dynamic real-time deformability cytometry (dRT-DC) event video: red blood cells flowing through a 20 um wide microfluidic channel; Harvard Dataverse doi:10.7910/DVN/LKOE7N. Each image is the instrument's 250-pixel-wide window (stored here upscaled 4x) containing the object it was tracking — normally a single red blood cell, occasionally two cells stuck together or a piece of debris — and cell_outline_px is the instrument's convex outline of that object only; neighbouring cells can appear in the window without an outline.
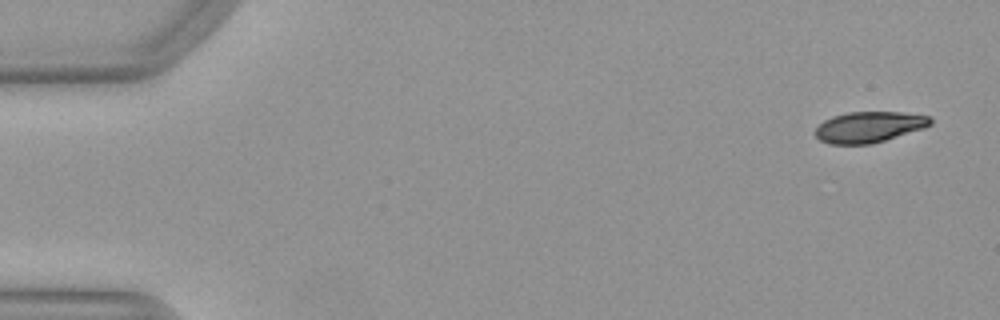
{"species": "Egyptian fruit bat (a non-hibernating species)", "species_latin": "Rousettus aegyptiacus", "temperature_condition": "warm", "stored_images_in_passage": 15, "camera_frame_rate_fps": 3000, "um_per_image_px": 0.085, "animal": {"sex": "female"}, "frame": {"image": 1, "passage_image": 3, "time_ms": 0.667, "image_size_px": [1000, 320], "cell_outline_px": [[932, 124], [924, 128], [872, 144], [828, 144], [820, 140], [812, 132], [824, 120], [832, 116], [848, 112], [900, 112], [928, 116], [932, 120]], "centroid_in_image_um": [73.83, 10.8], "position_along_channel_um": 11.2, "area_um2": 20.75}}